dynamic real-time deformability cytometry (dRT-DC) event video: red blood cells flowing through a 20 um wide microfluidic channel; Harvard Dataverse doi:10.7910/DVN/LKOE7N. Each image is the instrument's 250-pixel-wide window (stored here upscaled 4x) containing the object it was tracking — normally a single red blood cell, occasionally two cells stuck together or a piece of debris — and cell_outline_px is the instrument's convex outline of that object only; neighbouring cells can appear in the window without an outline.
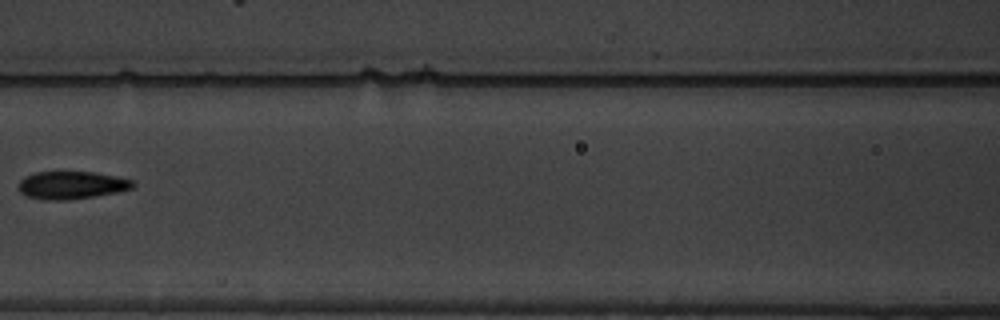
{"species": "common noctule bat (a hibernating species)", "species_latin": "Nyctalus noctula", "temperature_condition": "warm", "stored_images_in_passage": 4, "camera_frame_rate_fps": 3000, "um_per_image_px": 0.085, "animal": {"sex": "male", "body_mass_g": 19.5, "forearm_length_mm": 54.6}, "frame": {"image": 1, "passage_image": 4, "time_ms": 4.333, "image_size_px": [1000, 320], "cell_outline_px": [[136, 184], [132, 188], [116, 192], [68, 200], [44, 200], [28, 196], [20, 192], [20, 180], [24, 176], [36, 172], [96, 172], [116, 176], [132, 180]], "centroid_in_image_um": [6.09, 15.73], "position_along_channel_um": 160.5, "area_um2": 18.32}}